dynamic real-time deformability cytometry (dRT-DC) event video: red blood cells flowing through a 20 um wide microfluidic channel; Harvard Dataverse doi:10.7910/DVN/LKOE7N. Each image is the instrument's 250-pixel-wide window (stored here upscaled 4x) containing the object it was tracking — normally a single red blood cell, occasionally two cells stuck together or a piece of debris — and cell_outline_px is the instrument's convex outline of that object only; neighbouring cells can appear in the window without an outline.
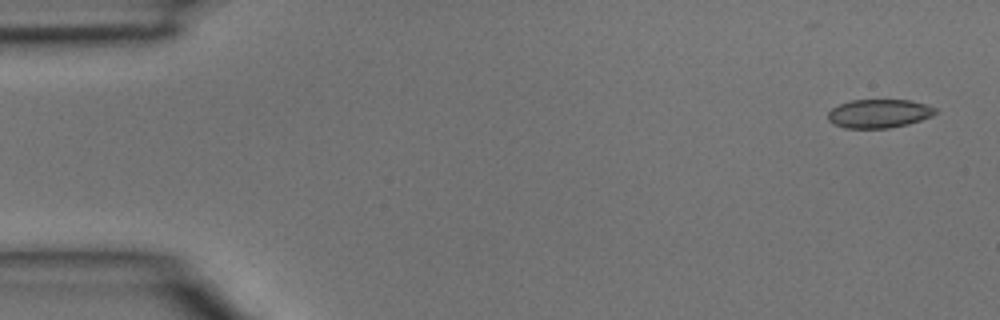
{"species": "common noctule bat (a hibernating species)", "species_latin": "Nyctalus noctula", "temperature_condition": "room temperature", "stored_images_in_passage": 4, "segment_of_instrument_passage": [2, 2], "camera_frame_rate_fps": 3000, "um_per_image_px": 0.085, "animal": {"sex": "male", "body_mass_g": 15.6}, "frame": {"image": 1, "passage_image": 4, "time_ms": 1.0, "image_size_px": [1000, 320], "cell_outline_px": [[936, 112], [932, 116], [908, 124], [888, 128], [844, 128], [828, 120], [828, 112], [832, 108], [840, 104], [852, 100], [908, 100], [924, 104], [936, 108]], "centroid_in_image_um": [74.7, 9.65], "position_along_channel_um": 10.3, "area_um2": 17.74}}